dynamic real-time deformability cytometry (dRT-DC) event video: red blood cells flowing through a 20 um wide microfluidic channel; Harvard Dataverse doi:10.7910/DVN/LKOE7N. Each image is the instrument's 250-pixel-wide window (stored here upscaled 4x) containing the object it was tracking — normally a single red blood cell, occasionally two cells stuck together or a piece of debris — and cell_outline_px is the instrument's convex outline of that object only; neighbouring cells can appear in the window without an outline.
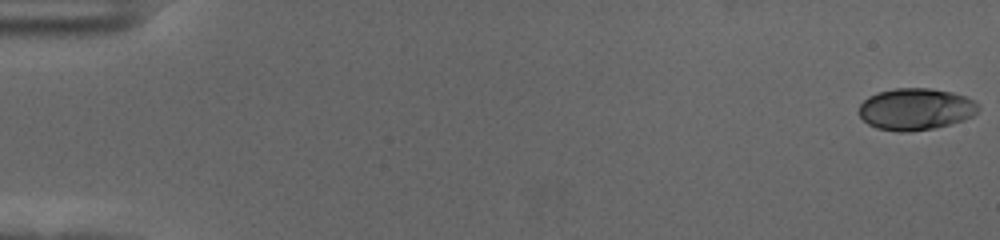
{"species": "human", "species_latin": "Homo sapiens", "temperature_condition": "cold", "stored_images_in_passage": 58, "camera_frame_rate_fps": 3000, "um_per_image_px": 0.085, "donor": {"sex": "female"}, "frame": {"image": 1, "passage_image": 1, "time_ms": 0.0, "image_size_px": [1000, 240], "cell_outline_px": [[980, 108], [972, 116], [964, 120], [936, 128], [908, 132], [896, 132], [876, 128], [868, 124], [860, 116], [860, 104], [868, 96], [876, 92], [896, 88], [928, 88], [952, 92], [964, 96], [972, 100]], "centroid_in_image_um": [77.81, 9.28], "position_along_channel_um": 7.2, "area_um2": 29.13}}
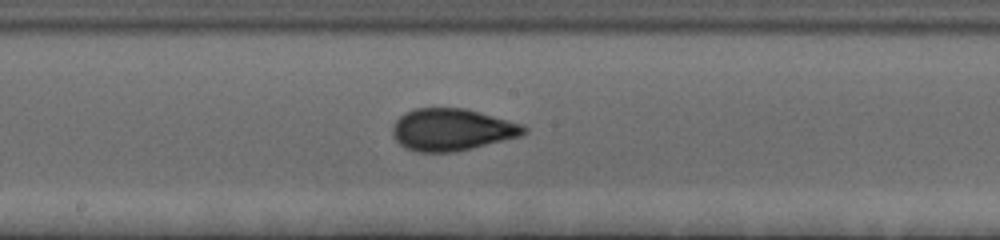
{"frame": {"image": 2, "passage_image": 32, "time_ms": 10.333, "image_size_px": [1000, 240], "cell_outline_px": [[528, 132], [520, 136], [456, 152], [416, 152], [404, 148], [392, 136], [392, 124], [404, 112], [412, 108], [464, 108], [524, 124], [528, 128]], "centroid_in_image_um": [38.39, 11.02], "position_along_channel_um": 209.8, "area_um2": 32.48}}
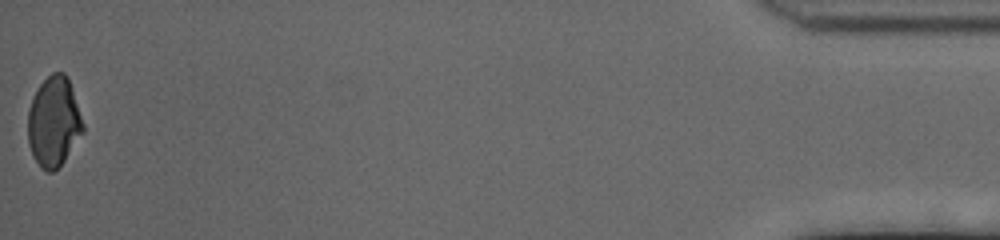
{"frame": {"image": 3, "passage_image": 58, "time_ms": 19.0, "image_size_px": [1000, 240], "cell_outline_px": [[84, 132], [64, 160], [52, 172], [48, 172], [40, 168], [32, 156], [28, 144], [28, 112], [32, 96], [40, 84], [52, 72], [64, 72], [68, 80], [84, 124]], "centroid_in_image_um": [4.55, 10.37], "position_along_channel_um": 430.7, "area_um2": 28.78}, "authors_computed_cell_mechanics": {"area_um2": 30.345, "velocity_mm_per_s": 3.5679, "shape_relaxation_time_tau1_ms": 5.871, "shape_relaxation_time_tau2_ms": 0.7956, "deformation_change_tau1": 0.1717, "deformation_change_tau2": 0.0501}}